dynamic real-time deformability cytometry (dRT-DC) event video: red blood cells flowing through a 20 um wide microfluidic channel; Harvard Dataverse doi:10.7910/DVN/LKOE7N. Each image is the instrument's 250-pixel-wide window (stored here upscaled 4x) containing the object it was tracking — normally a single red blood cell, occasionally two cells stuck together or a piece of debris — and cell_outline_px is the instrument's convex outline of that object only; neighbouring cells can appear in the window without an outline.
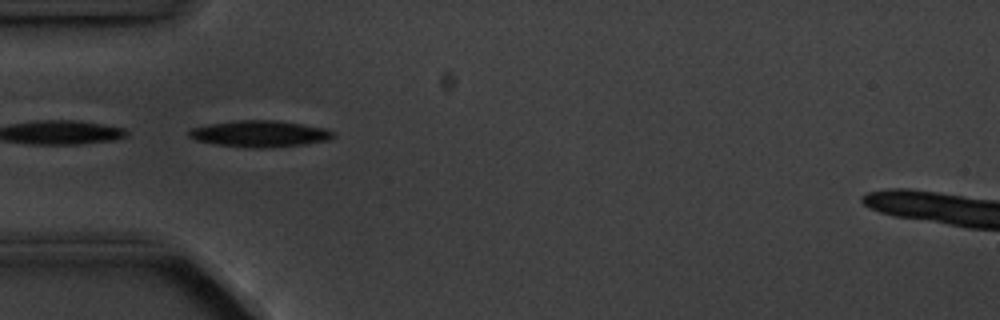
{"species": "common noctule bat (a hibernating species)", "species_latin": "Nyctalus noctula", "temperature_condition": "cold", "stored_images_in_passage": 1, "camera_frame_rate_fps": 3000, "um_per_image_px": 0.085, "animal": {"sex": "male", "body_mass_g": 20.1, "forearm_length_mm": 53.5}, "frame": {"image": 1, "passage_image": 1, "time_ms": 0.0, "image_size_px": [1000, 320], "cell_outline_px": [[336, 136], [328, 140], [304, 144], [268, 148], [252, 148], [216, 144], [196, 140], [188, 136], [188, 132], [192, 128], [208, 124], [236, 120], [276, 120], [328, 128], [336, 132]], "centroid_in_image_um": [22.13, 11.36], "position_along_channel_um": 62.9, "area_um2": 22.37}}